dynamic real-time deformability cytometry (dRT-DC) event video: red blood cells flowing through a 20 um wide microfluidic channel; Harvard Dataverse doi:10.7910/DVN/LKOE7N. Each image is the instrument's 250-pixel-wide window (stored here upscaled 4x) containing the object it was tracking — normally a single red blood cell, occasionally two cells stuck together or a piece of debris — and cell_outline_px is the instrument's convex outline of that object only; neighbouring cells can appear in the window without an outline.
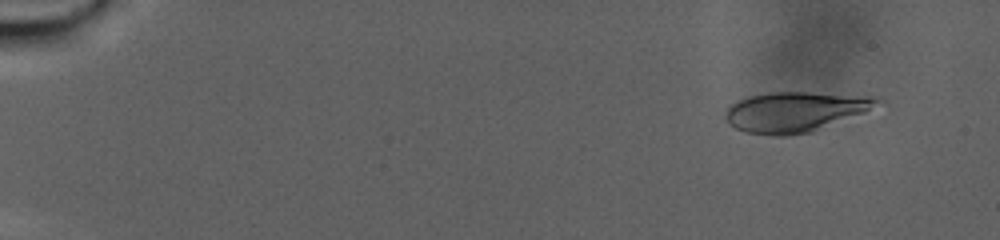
{"species": "human", "species_latin": "Homo sapiens", "temperature_condition": "warm", "stored_images_in_passage": 51, "camera_frame_rate_fps": 3000, "um_per_image_px": 0.085, "donor": {"sex": "male"}, "frame": {"image": 1, "passage_image": 1, "time_ms": 0.0, "image_size_px": [1000, 240], "cell_outline_px": [[888, 104], [812, 132], [784, 136], [776, 136], [744, 132], [728, 124], [724, 116], [724, 112], [732, 104], [748, 96], [768, 92], [808, 92], [880, 96]], "centroid_in_image_um": [67.71, 9.49], "position_along_channel_um": 17.3, "area_um2": 36.36}}
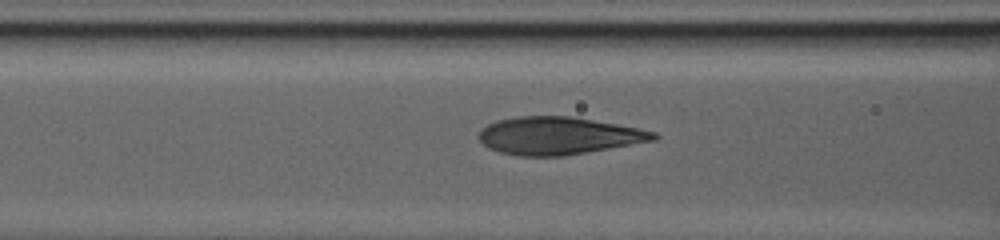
{"frame": {"image": 2, "passage_image": 38, "time_ms": 12.333, "image_size_px": [1000, 240], "cell_outline_px": [[660, 136], [656, 140], [564, 156], [516, 156], [500, 152], [488, 148], [480, 140], [480, 132], [488, 124], [496, 120], [516, 116], [568, 116], [616, 124], [656, 132]], "centroid_in_image_um": [47.46, 11.54], "position_along_channel_um": 119.1, "area_um2": 38.03}}
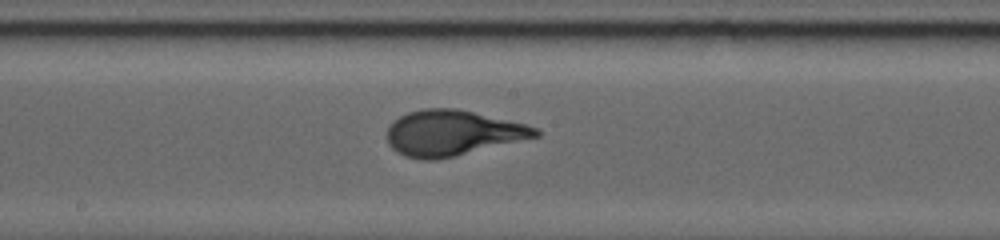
{"frame": {"image": 3, "passage_image": 51, "time_ms": 16.667, "image_size_px": [1000, 240], "cell_outline_px": [[540, 136], [436, 160], [420, 160], [404, 156], [396, 152], [388, 144], [388, 128], [392, 120], [408, 112], [420, 108], [456, 108], [524, 124], [536, 128], [540, 132]], "centroid_in_image_um": [38.4, 11.3], "position_along_channel_um": 209.8, "area_um2": 39.13}}